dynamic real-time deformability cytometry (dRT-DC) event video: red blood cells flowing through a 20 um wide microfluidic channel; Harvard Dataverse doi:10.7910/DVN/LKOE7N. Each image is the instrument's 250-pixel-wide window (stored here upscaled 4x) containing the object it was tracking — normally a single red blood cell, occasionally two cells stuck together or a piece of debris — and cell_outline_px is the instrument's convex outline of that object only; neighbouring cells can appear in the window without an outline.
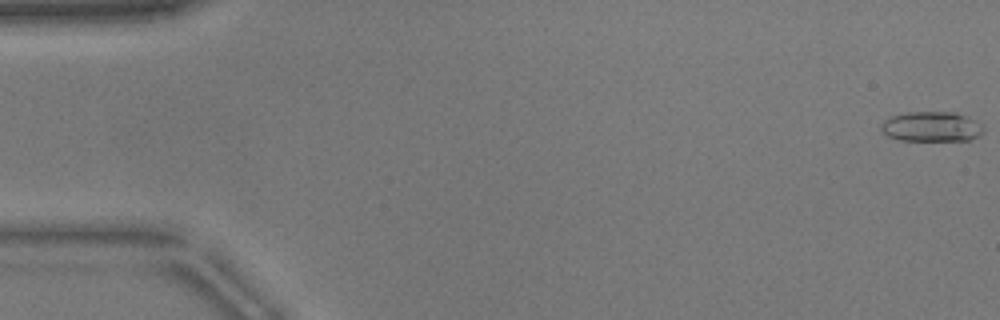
{"species": "common noctule bat (a hibernating species)", "species_latin": "Nyctalus noctula", "temperature_condition": "warm", "stored_images_in_passage": 53, "camera_frame_rate_fps": 3000, "um_per_image_px": 0.085, "animal": {"sex": "male", "body_mass_g": 17.9}, "frame": {"image": 1, "passage_image": 1, "time_ms": 0.0, "image_size_px": [1000, 320], "cell_outline_px": [[984, 132], [980, 136], [968, 140], [900, 140], [888, 136], [880, 128], [884, 120], [888, 116], [908, 112], [956, 112], [968, 116], [984, 124]], "centroid_in_image_um": [79.23, 10.75], "position_along_channel_um": 5.8, "area_um2": 18.15}}
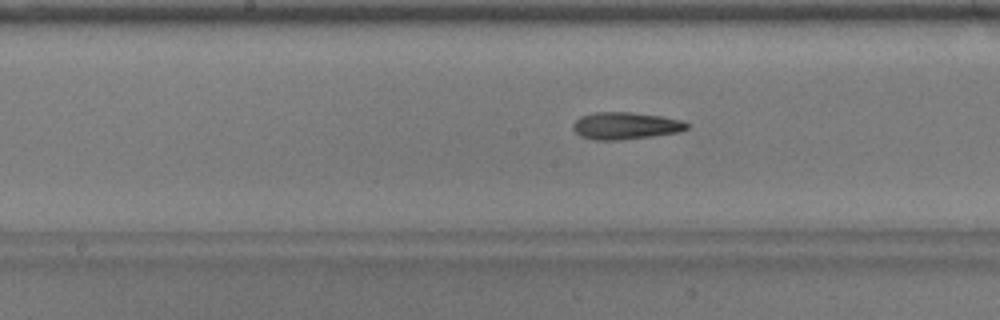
{"frame": {"image": 2, "passage_image": 27, "time_ms": 8.667, "image_size_px": [1000, 320], "cell_outline_px": [[688, 128], [676, 132], [652, 136], [616, 140], [592, 140], [580, 136], [572, 128], [572, 124], [580, 116], [596, 112], [628, 112], [660, 116], [680, 120], [688, 124]], "centroid_in_image_um": [53.1, 10.69], "position_along_channel_um": 195.1, "area_um2": 17.8}}
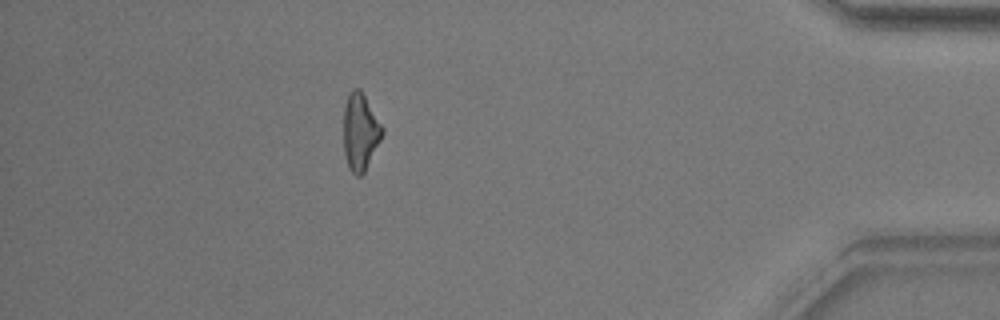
{"frame": {"image": 3, "passage_image": 47, "time_ms": 15.333, "image_size_px": [1000, 320], "cell_outline_px": [[384, 132], [364, 172], [360, 176], [356, 176], [348, 168], [344, 152], [344, 108], [348, 96], [352, 88], [360, 88], [384, 128]], "centroid_in_image_um": [30.62, 11.2], "position_along_channel_um": 404.6, "area_um2": 17.22}, "authors_computed_cell_mechanics": {"area_um2": 17.6868, "velocity_mm_per_s": 3.8606, "shape_relaxation_time_tau1_ms": null, "shape_relaxation_time_tau2_ms": 6.0107, "deformation_change_tau1": null, "deformation_change_tau2": 0.1942}}